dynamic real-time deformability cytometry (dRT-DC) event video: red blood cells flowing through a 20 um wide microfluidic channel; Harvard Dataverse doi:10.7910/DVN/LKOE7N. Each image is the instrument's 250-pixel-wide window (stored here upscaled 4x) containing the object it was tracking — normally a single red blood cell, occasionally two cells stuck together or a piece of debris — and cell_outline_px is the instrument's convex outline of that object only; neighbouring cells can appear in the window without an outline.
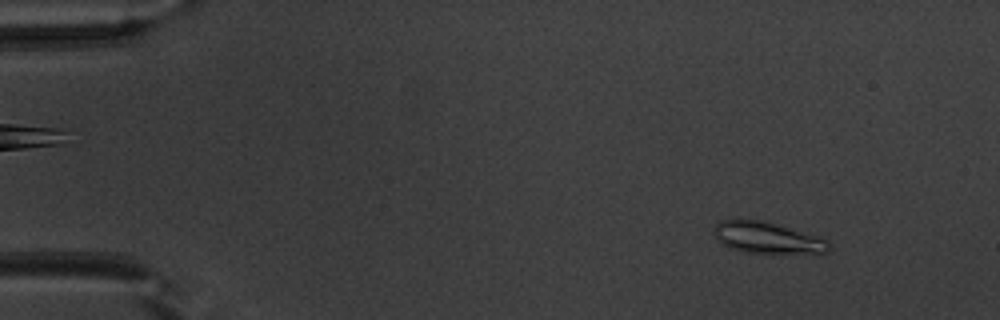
{"species": "common noctule bat (a hibernating species)", "species_latin": "Nyctalus noctula", "temperature_condition": "warm", "stored_images_in_passage": 51, "camera_frame_rate_fps": 3000, "um_per_image_px": 0.085, "animal": {"sex": "male", "body_mass_g": 20.1, "forearm_length_mm": 53.5}, "frame": {"image": 1, "passage_image": 6, "time_ms": 1.667, "image_size_px": [1000, 320], "cell_outline_px": [[832, 248], [828, 252], [820, 256], [816, 256], [744, 252], [728, 248], [720, 244], [716, 240], [716, 224], [720, 220], [760, 220], [824, 236], [832, 244]], "centroid_in_image_um": [65.42, 20.28], "position_along_channel_um": 19.6, "area_um2": 22.25}}
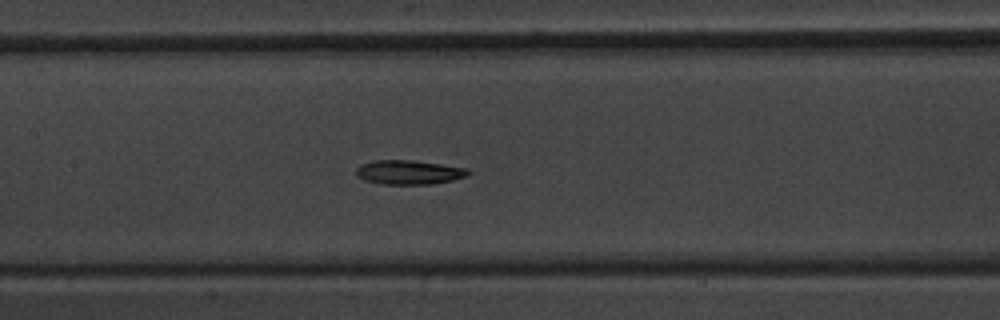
{"frame": {"image": 2, "passage_image": 25, "time_ms": 8.0, "image_size_px": [1000, 320], "cell_outline_px": [[472, 172], [464, 176], [452, 180], [428, 184], [380, 184], [364, 180], [356, 176], [356, 168], [360, 164], [372, 160], [412, 160], [468, 168]], "centroid_in_image_um": [34.7, 14.63], "position_along_channel_um": 172.7, "area_um2": 15.84}}
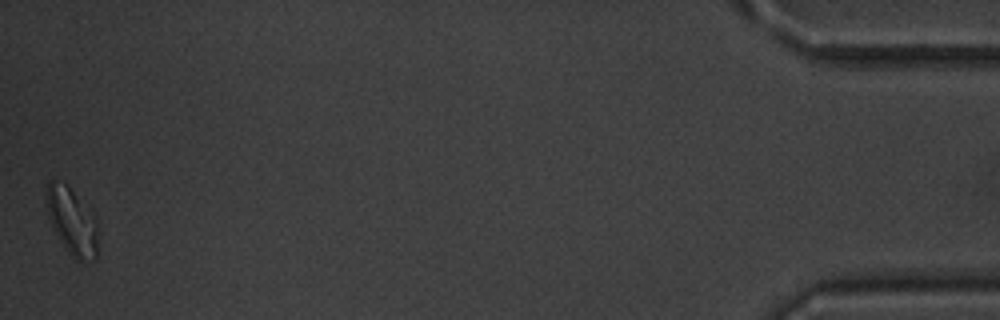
{"frame": {"image": 3, "passage_image": 51, "time_ms": 16.667, "image_size_px": [1000, 320], "cell_outline_px": [[96, 260], [76, 260], [64, 248], [52, 228], [48, 216], [44, 196], [44, 188], [48, 180], [52, 180], [68, 184], [92, 212], [96, 220]], "centroid_in_image_um": [6.05, 18.75], "position_along_channel_um": 429.2, "area_um2": 20.46}, "authors_computed_cell_mechanics": {"area_um2": 16.473, "velocity_mm_per_s": 3.9796, "shape_relaxation_time_tau1_ms": 3.8853, "shape_relaxation_time_tau2_ms": null, "deformation_change_tau1": 0.1198, "deformation_change_tau2": null}}